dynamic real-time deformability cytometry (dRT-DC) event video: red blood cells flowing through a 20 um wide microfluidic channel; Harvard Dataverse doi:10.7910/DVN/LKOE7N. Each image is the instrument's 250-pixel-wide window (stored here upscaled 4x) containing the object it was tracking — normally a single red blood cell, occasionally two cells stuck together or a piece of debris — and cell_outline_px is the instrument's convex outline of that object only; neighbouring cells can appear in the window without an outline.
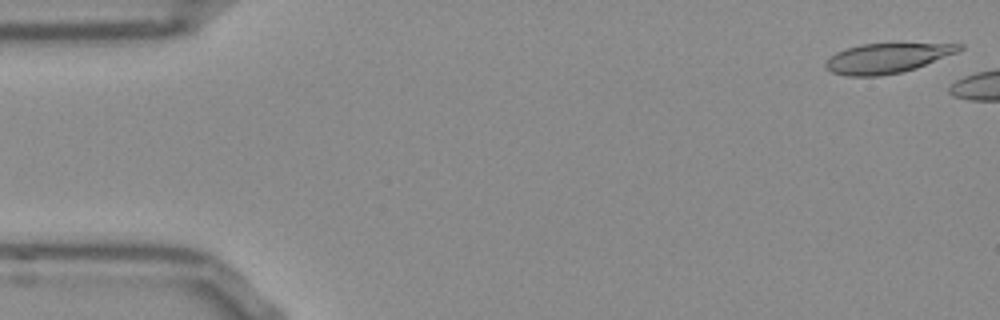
{"species": "Egyptian fruit bat (a non-hibernating species)", "species_latin": "Rousettus aegyptiacus", "temperature_condition": "room temperature", "stored_images_in_passage": 42, "camera_frame_rate_fps": 3000, "um_per_image_px": 0.085, "frame": {"image": 1, "passage_image": 1, "time_ms": 0.0, "image_size_px": [1000, 320], "cell_outline_px": [[964, 48], [960, 52], [916, 68], [900, 72], [880, 76], [848, 76], [832, 72], [824, 68], [824, 64], [828, 56], [836, 52], [860, 44], [964, 44]], "centroid_in_image_um": [75.38, 4.95], "position_along_channel_um": 9.6, "area_um2": 23.24}}
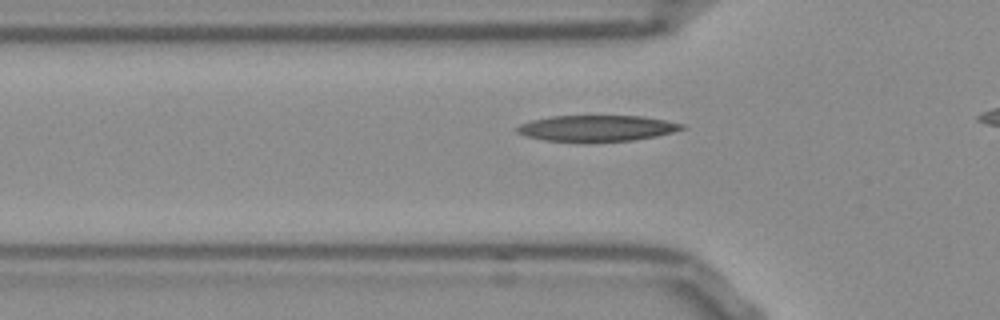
{"frame": {"image": 2, "passage_image": 16, "time_ms": 5.0, "image_size_px": [1000, 320], "cell_outline_px": [[684, 128], [672, 132], [656, 136], [632, 140], [584, 144], [544, 140], [524, 136], [516, 132], [516, 128], [520, 124], [532, 120], [552, 116], [640, 116], [664, 120], [684, 124]], "centroid_in_image_um": [50.66, 10.93], "position_along_channel_um": 75.1, "area_um2": 25.55}}
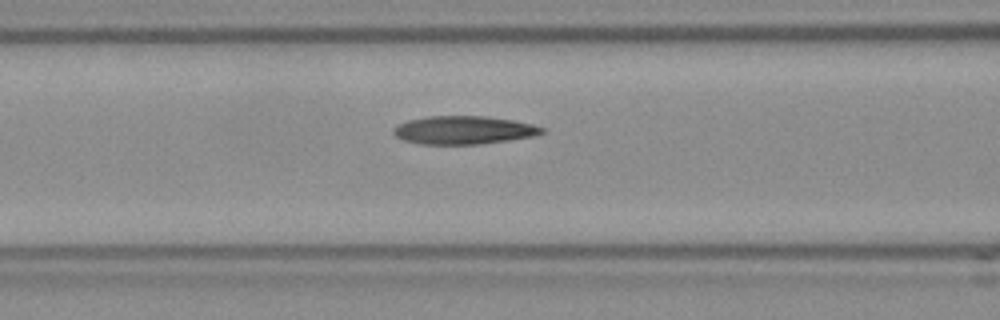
{"frame": {"image": 3, "passage_image": 20, "time_ms": 6.333, "image_size_px": [1000, 320], "cell_outline_px": [[548, 132], [532, 136], [508, 140], [476, 144], [420, 144], [404, 140], [396, 136], [392, 132], [392, 128], [408, 120], [428, 116], [488, 116], [512, 120], [532, 124], [548, 128]], "centroid_in_image_um": [39.45, 11.05], "position_along_channel_um": 127.2, "area_um2": 24.45}}